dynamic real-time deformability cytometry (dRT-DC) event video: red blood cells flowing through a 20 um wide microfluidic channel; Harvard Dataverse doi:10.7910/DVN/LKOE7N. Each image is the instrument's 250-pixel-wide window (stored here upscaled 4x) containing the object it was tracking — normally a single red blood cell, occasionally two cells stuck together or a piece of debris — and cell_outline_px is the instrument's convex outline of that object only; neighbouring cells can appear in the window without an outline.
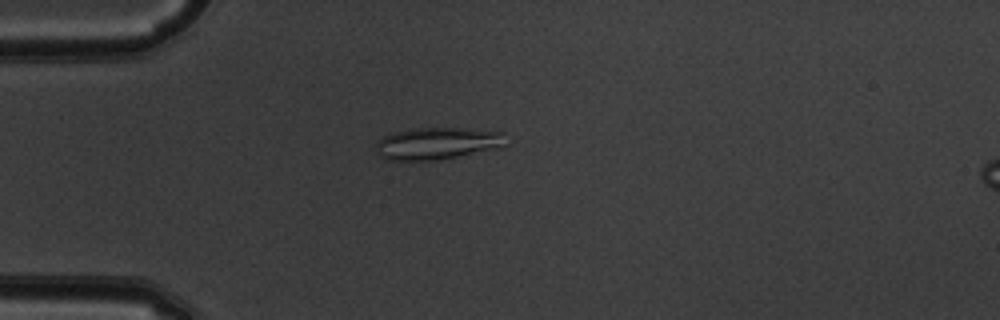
{"species": "common noctule bat (a hibernating species)", "species_latin": "Nyctalus noctula", "temperature_condition": "warm", "stored_images_in_passage": 51, "camera_frame_rate_fps": 3000, "um_per_image_px": 0.085, "animal": {"sex": "male", "body_mass_g": 19.5, "forearm_length_mm": 54.6}, "frame": {"image": 1, "passage_image": 14, "time_ms": 4.333, "image_size_px": [1000, 320], "cell_outline_px": [[504, 144], [500, 148], [436, 160], [392, 160], [380, 156], [376, 152], [376, 144], [384, 136], [392, 132], [416, 128], [464, 128], [504, 132]], "centroid_in_image_um": [37.16, 12.18], "position_along_channel_um": 47.8, "area_um2": 24.1}}
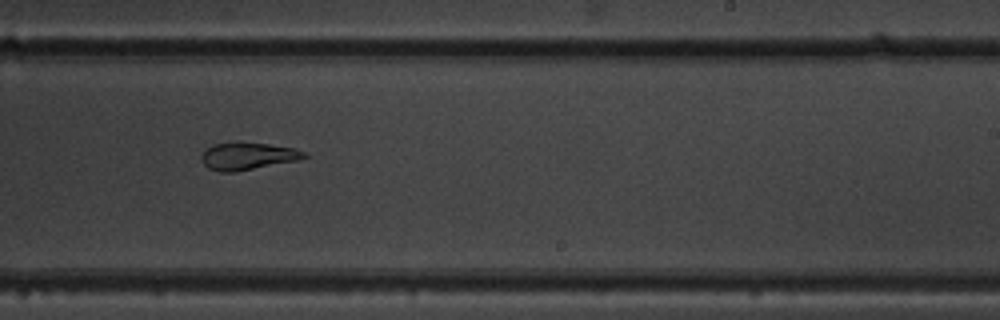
{"frame": {"image": 2, "passage_image": 32, "time_ms": 10.333, "image_size_px": [1000, 320], "cell_outline_px": [[308, 156], [296, 160], [236, 172], [220, 172], [208, 168], [200, 160], [200, 156], [212, 144], [268, 144], [292, 148], [304, 152]], "centroid_in_image_um": [21.01, 13.3], "position_along_channel_um": 268.0, "area_um2": 15.72}}
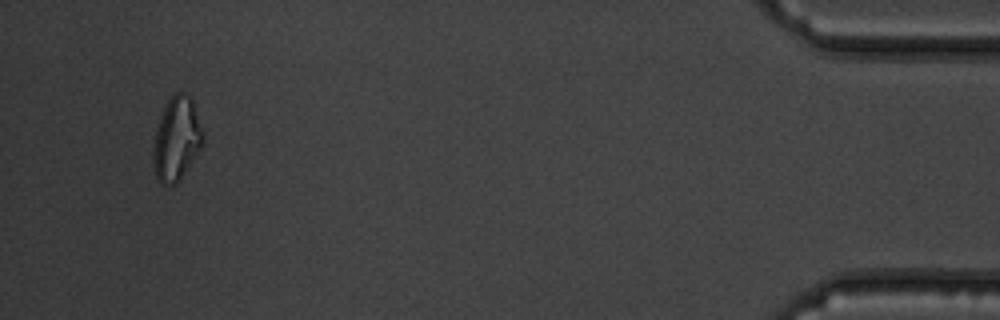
{"frame": {"image": 3, "passage_image": 49, "time_ms": 16.0, "image_size_px": [1000, 320], "cell_outline_px": [[204, 144], [180, 180], [176, 184], [160, 184], [156, 180], [152, 156], [156, 132], [160, 116], [172, 92], [184, 92], [192, 96], [204, 132]], "centroid_in_image_um": [15.04, 11.79], "position_along_channel_um": 420.2, "area_um2": 24.68}, "authors_computed_cell_mechanics": {"area_um2": 20.5768, "velocity_mm_per_s": 3.9555, "shape_relaxation_time_tau1_ms": null, "shape_relaxation_time_tau2_ms": 1.4923, "deformation_change_tau1": null, "deformation_change_tau2": 0.0692}}